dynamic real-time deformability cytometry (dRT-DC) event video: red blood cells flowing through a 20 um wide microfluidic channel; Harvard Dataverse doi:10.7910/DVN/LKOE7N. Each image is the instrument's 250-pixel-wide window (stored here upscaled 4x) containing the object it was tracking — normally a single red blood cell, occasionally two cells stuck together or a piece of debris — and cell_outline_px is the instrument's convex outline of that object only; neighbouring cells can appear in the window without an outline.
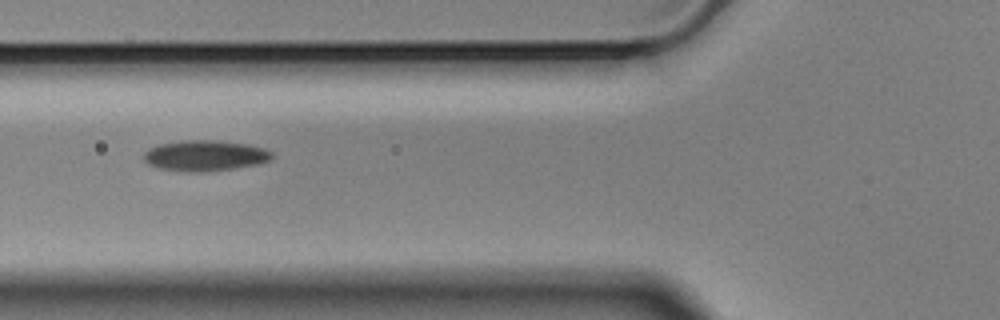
{"species": "Egyptian fruit bat (a non-hibernating species)", "species_latin": "Rousettus aegyptiacus", "temperature_condition": "cold", "stored_images_in_passage": 4, "camera_frame_rate_fps": 3000, "um_per_image_px": 0.085, "animal": {"sex": "male"}, "frame": {"image": 1, "passage_image": 3, "time_ms": 0.667, "image_size_px": [1000, 320], "cell_outline_px": [[272, 156], [268, 160], [256, 164], [232, 168], [200, 172], [192, 172], [156, 168], [148, 164], [144, 160], [144, 152], [148, 148], [160, 144], [184, 140], [212, 140], [248, 144], [264, 148], [272, 152]], "centroid_in_image_um": [17.37, 13.22], "position_along_channel_um": 108.4, "area_um2": 22.72}}
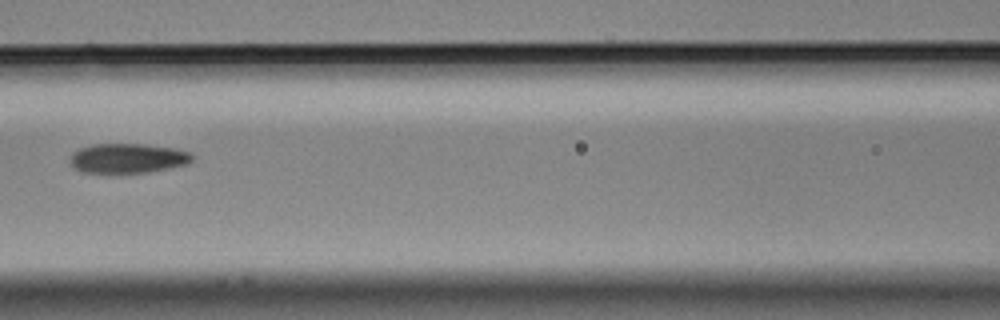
{"frame": {"image": 2, "passage_image": 4, "time_ms": 1.0, "image_size_px": [1000, 320], "cell_outline_px": [[192, 160], [188, 164], [148, 172], [84, 172], [76, 168], [72, 164], [72, 152], [80, 148], [92, 144], [144, 144], [176, 148], [188, 152], [192, 156]], "centroid_in_image_um": [10.89, 13.43], "position_along_channel_um": 155.7, "area_um2": 20.75}}